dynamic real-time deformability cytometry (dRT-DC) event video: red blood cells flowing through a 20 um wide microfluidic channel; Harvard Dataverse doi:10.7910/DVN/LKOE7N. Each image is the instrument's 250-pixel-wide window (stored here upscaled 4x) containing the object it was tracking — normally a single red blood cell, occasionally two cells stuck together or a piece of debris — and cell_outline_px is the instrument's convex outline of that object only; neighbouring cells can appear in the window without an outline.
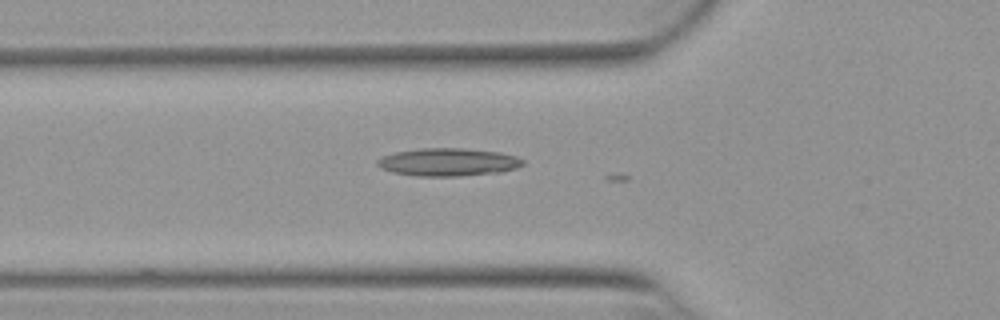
{"species": "Egyptian fruit bat (a non-hibernating species)", "species_latin": "Rousettus aegyptiacus", "temperature_condition": "warm", "stored_images_in_passage": 9, "camera_frame_rate_fps": 3000, "um_per_image_px": 0.085, "animal": {"sex": "female"}, "frame": {"image": 1, "passage_image": 3, "time_ms": 0.667, "image_size_px": [1000, 320], "cell_outline_px": [[524, 164], [516, 168], [500, 172], [460, 176], [416, 176], [392, 172], [380, 168], [376, 164], [376, 160], [384, 156], [396, 152], [420, 148], [464, 148], [500, 152], [516, 156], [524, 160]], "centroid_in_image_um": [38.09, 13.78], "position_along_channel_um": 87.7, "area_um2": 23.7}}